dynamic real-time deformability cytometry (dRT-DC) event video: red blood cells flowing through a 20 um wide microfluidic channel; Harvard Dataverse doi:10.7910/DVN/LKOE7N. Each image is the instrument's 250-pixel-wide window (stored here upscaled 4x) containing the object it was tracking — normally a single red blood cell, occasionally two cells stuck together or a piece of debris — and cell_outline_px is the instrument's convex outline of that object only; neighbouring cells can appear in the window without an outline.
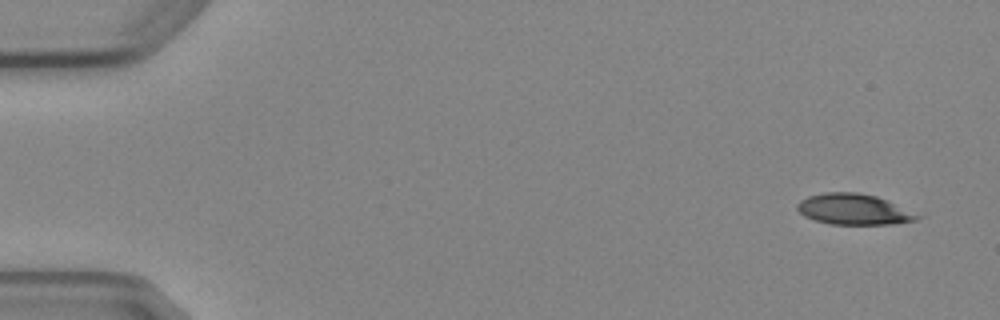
{"species": "Egyptian fruit bat (a non-hibernating species)", "species_latin": "Rousettus aegyptiacus", "temperature_condition": "cold", "stored_images_in_passage": 6, "camera_frame_rate_fps": 3000, "um_per_image_px": 0.085, "animal": {"sex": "female"}, "frame": {"image": 1, "passage_image": 1, "time_ms": 0.0, "image_size_px": [1000, 320], "cell_outline_px": [[924, 216], [916, 220], [892, 224], [832, 224], [816, 220], [804, 216], [796, 208], [796, 204], [800, 200], [808, 196], [824, 192], [856, 192], [876, 196]], "centroid_in_image_um": [72.56, 17.79], "position_along_channel_um": 12.4, "area_um2": 21.44}}
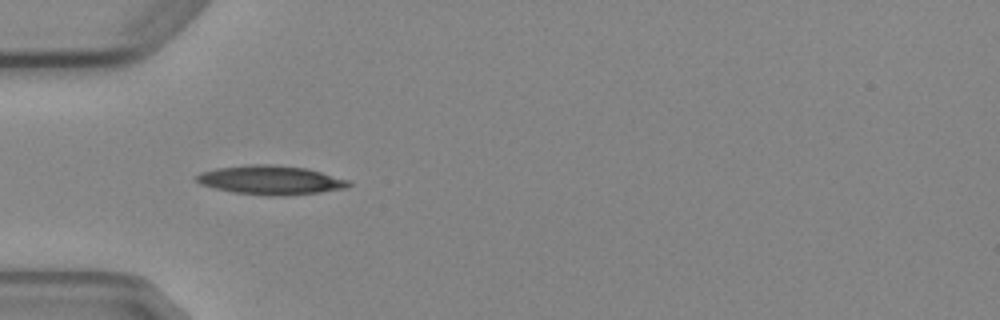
{"frame": {"image": 2, "passage_image": 5, "time_ms": 4.667, "image_size_px": [1000, 320], "cell_outline_px": [[352, 184], [348, 188], [320, 192], [280, 196], [268, 196], [232, 192], [200, 184], [196, 180], [196, 176], [200, 172], [216, 168], [248, 164], [272, 164], [304, 168], [352, 180]], "centroid_in_image_um": [23.03, 15.31], "position_along_channel_um": 62.0, "area_um2": 25.84}}
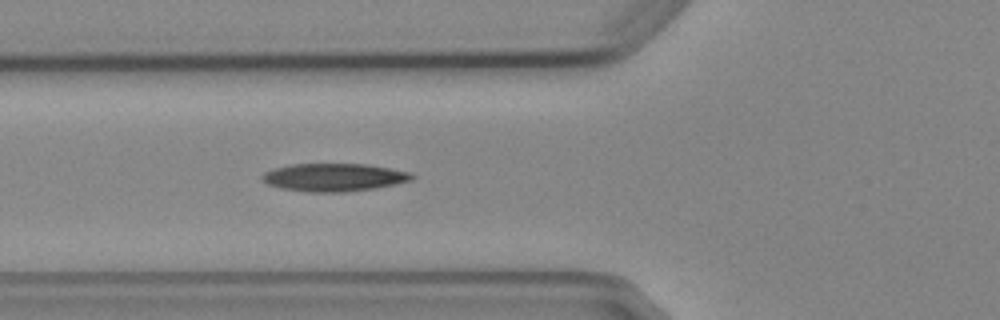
{"frame": {"image": 3, "passage_image": 6, "time_ms": 5.667, "image_size_px": [1000, 320], "cell_outline_px": [[416, 176], [412, 180], [396, 184], [376, 188], [344, 192], [308, 192], [280, 188], [268, 184], [260, 176], [264, 172], [272, 168], [288, 164], [368, 164], [412, 172]], "centroid_in_image_um": [28.4, 15.07], "position_along_channel_um": 97.4, "area_um2": 24.62}}